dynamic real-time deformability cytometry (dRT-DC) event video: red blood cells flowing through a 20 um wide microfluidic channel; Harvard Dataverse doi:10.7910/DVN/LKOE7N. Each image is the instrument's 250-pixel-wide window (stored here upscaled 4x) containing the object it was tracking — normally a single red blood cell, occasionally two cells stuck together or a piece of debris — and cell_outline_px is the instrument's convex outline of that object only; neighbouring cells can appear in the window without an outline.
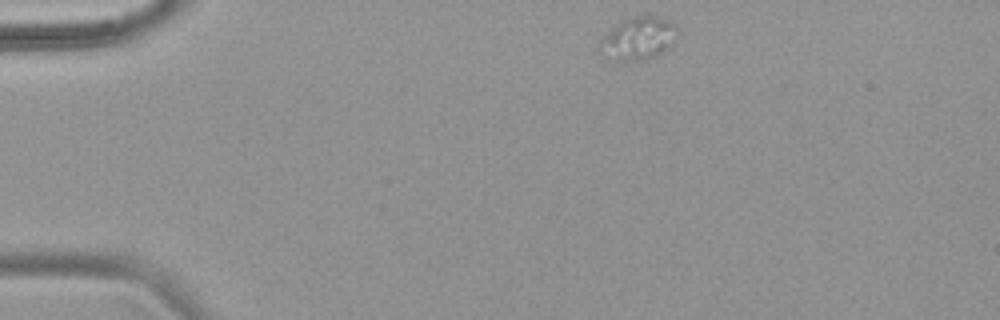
{"species": "common noctule bat (a hibernating species)", "species_latin": "Nyctalus noctula", "temperature_condition": "warm", "stored_images_in_passage": 46, "camera_frame_rate_fps": 3000, "um_per_image_px": 0.085, "animal": {"sex": "female", "body_mass_g": 18.4}, "frame": {"image": 1, "passage_image": 1, "time_ms": 0.0, "image_size_px": [1000, 320], "cell_outline_px": [[676, 44], [664, 52], [656, 56], [644, 60], [608, 60], [604, 56], [600, 40], [608, 32], [620, 24], [636, 16], [656, 16], [668, 20], [676, 24]], "centroid_in_image_um": [54.34, 3.3], "position_along_channel_um": 30.7, "area_um2": 19.02}}
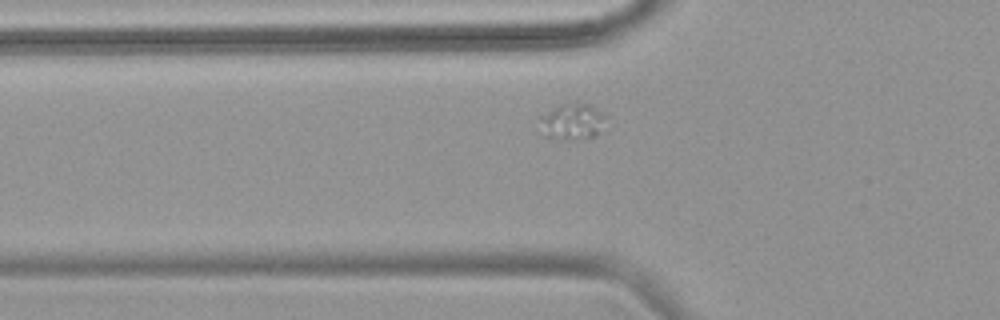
{"frame": {"image": 2, "passage_image": 10, "time_ms": 3.0, "image_size_px": [1000, 320], "cell_outline_px": [[604, 116], [596, 132], [592, 136], [568, 140], [548, 136], [544, 120], [544, 116], [548, 112], [560, 104], [592, 104]], "centroid_in_image_um": [48.69, 10.31], "position_along_channel_um": 77.1, "area_um2": 12.37}}
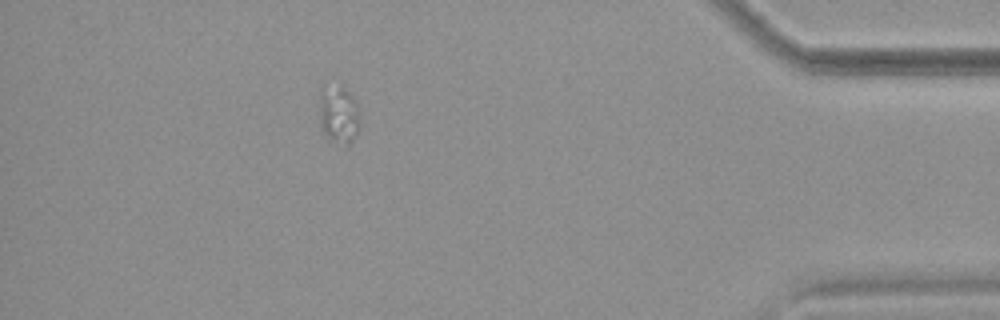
{"frame": {"image": 3, "passage_image": 40, "time_ms": 13.0, "image_size_px": [1000, 320], "cell_outline_px": [[360, 124], [348, 148], [324, 132], [320, 124], [320, 88], [324, 84], [340, 84], [356, 100]], "centroid_in_image_um": [28.78, 9.65], "position_along_channel_um": 406.4, "area_um2": 13.7}}